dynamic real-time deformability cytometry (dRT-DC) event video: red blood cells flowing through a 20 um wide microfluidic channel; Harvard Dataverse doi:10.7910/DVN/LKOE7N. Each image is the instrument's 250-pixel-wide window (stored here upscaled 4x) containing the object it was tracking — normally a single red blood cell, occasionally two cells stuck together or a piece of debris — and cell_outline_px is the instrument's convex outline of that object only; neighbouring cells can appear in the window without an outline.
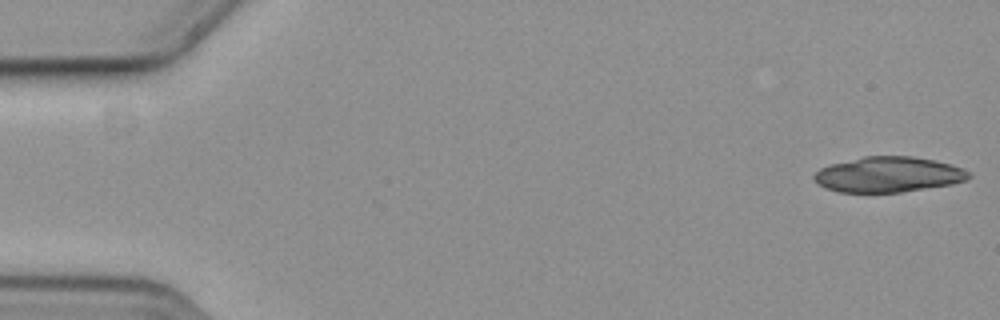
{"species": "common noctule bat (a hibernating species)", "species_latin": "Nyctalus noctula", "temperature_condition": "cold", "stored_images_in_passage": 10, "camera_frame_rate_fps": 3000, "um_per_image_px": 0.085, "animal": {"sex": "female", "body_mass_g": 19.3, "forearm_length_mm": 54.1}, "frame": {"image": 1, "passage_image": 1, "time_ms": 0.0, "image_size_px": [1000, 320], "cell_outline_px": [[972, 176], [964, 180], [952, 184], [900, 192], [840, 192], [828, 188], [820, 184], [812, 176], [820, 168], [828, 164], [864, 156], [912, 156], [932, 160], [964, 168]], "centroid_in_image_um": [75.5, 14.82], "position_along_channel_um": 9.5, "area_um2": 31.62}}